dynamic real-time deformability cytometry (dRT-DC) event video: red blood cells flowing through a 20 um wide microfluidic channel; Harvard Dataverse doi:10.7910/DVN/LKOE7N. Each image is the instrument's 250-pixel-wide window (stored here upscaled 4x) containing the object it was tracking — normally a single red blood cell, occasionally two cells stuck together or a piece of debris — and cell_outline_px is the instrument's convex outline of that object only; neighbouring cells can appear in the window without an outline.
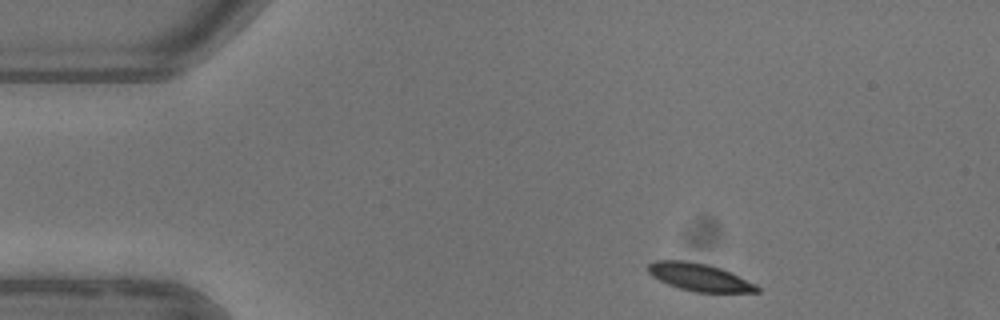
{"species": "common noctule bat (a hibernating species)", "species_latin": "Nyctalus noctula", "temperature_condition": "warm", "stored_images_in_passage": 3, "camera_frame_rate_fps": 3000, "um_per_image_px": 0.085, "animal": {"sex": "female"}, "frame": {"image": 1, "passage_image": 1, "time_ms": 0.0, "image_size_px": [1000, 320], "cell_outline_px": [[760, 292], [696, 292], [680, 288], [668, 284], [652, 276], [648, 272], [648, 264], [656, 260], [688, 260], [708, 264], [720, 268], [756, 284], [760, 288]], "centroid_in_image_um": [59.44, 23.55], "position_along_channel_um": 25.6, "area_um2": 17.4}}